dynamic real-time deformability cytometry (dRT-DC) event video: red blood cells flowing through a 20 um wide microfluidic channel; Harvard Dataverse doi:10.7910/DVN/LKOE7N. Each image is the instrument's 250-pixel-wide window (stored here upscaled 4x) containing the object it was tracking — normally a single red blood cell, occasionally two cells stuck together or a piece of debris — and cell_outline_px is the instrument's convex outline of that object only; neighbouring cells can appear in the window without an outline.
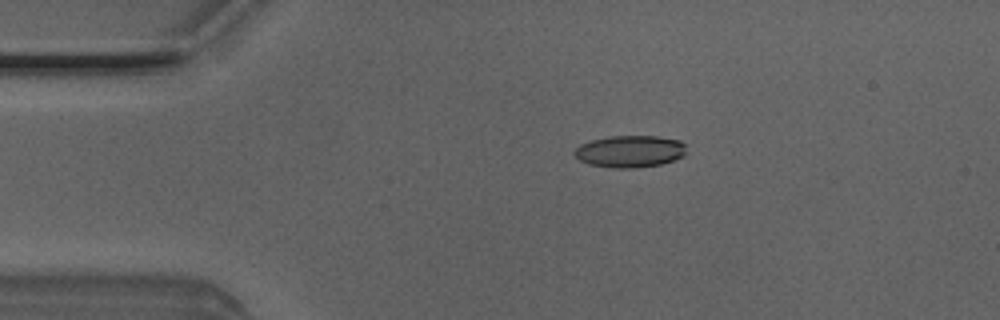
{"species": "Egyptian fruit bat (a non-hibernating species)", "species_latin": "Rousettus aegyptiacus", "temperature_condition": "room temperature", "stored_images_in_passage": 4, "camera_frame_rate_fps": 3000, "um_per_image_px": 0.085, "animal": {"sex": "male"}, "frame": {"image": 1, "passage_image": 3, "time_ms": 0.667, "image_size_px": [1000, 320], "cell_outline_px": [[688, 152], [684, 156], [660, 164], [632, 168], [612, 168], [588, 164], [580, 160], [572, 152], [580, 144], [592, 140], [608, 136], [656, 136], [680, 140], [684, 144]], "centroid_in_image_um": [53.55, 12.86], "position_along_channel_um": 31.5, "area_um2": 20.92}}